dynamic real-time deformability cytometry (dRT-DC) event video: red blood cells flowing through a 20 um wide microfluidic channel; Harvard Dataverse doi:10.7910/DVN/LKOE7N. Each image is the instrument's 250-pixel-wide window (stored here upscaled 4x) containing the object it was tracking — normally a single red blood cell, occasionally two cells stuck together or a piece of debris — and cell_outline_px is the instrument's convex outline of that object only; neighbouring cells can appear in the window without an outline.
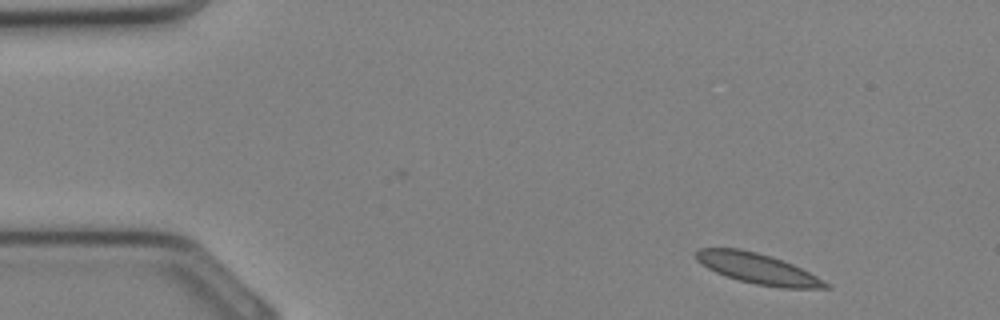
{"species": "Egyptian fruit bat (a non-hibernating species)", "species_latin": "Rousettus aegyptiacus", "temperature_condition": "cold", "stored_images_in_passage": 25, "camera_frame_rate_fps": 3000, "um_per_image_px": 0.085, "animal": {"sex": "female"}, "frame": {"image": 1, "passage_image": 1, "time_ms": 0.0, "image_size_px": [1000, 320], "cell_outline_px": [[832, 288], [780, 288], [756, 284], [740, 280], [716, 272], [708, 268], [696, 260], [692, 252], [700, 248], [740, 248], [756, 252], [784, 260], [816, 276], [828, 284]], "centroid_in_image_um": [64.36, 22.81], "position_along_channel_um": 20.6, "area_um2": 22.83}}
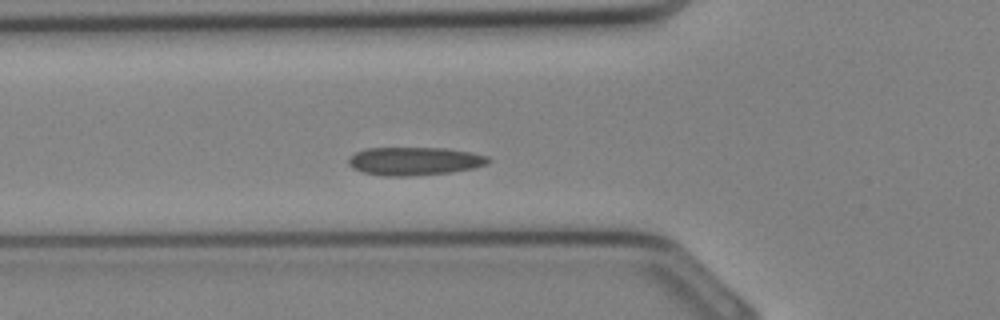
{"frame": {"image": 2, "passage_image": 9, "time_ms": 2.667, "image_size_px": [1000, 320], "cell_outline_px": [[492, 160], [488, 164], [472, 168], [448, 172], [408, 176], [384, 176], [364, 172], [352, 168], [348, 164], [348, 156], [364, 148], [448, 148], [488, 156]], "centroid_in_image_um": [35.2, 13.69], "position_along_channel_um": 90.6, "area_um2": 22.95}}
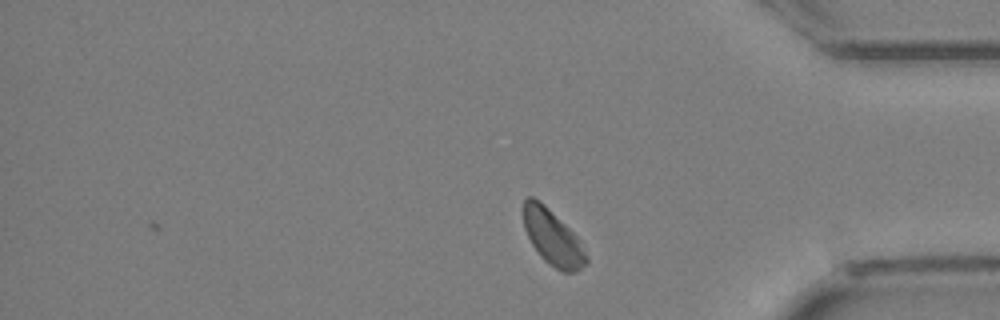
{"frame": {"image": 3, "passage_image": 25, "time_ms": 8.0, "image_size_px": [1000, 320], "cell_outline_px": [[588, 264], [576, 272], [564, 272], [548, 264], [540, 256], [532, 244], [524, 228], [524, 200], [528, 196], [532, 196], [540, 200], [580, 240], [588, 256]], "centroid_in_image_um": [47.0, 20.22], "position_along_channel_um": 388.2, "area_um2": 20.17}}